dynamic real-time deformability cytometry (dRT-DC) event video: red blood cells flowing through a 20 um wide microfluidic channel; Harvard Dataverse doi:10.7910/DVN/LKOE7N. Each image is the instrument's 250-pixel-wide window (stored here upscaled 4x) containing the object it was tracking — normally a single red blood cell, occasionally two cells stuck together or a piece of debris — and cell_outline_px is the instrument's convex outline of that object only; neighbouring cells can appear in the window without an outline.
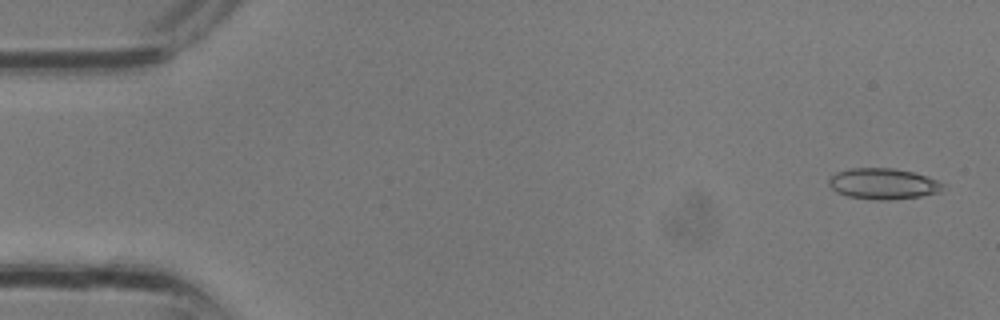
{"species": "common noctule bat (a hibernating species)", "species_latin": "Nyctalus noctula", "temperature_condition": "room temperature", "stored_images_in_passage": 4, "camera_frame_rate_fps": 3000, "um_per_image_px": 0.085, "animal": {"sex": "male", "body_mass_g": 13.3}, "frame": {"image": 1, "passage_image": 4, "time_ms": 1.0, "image_size_px": [1000, 320], "cell_outline_px": [[944, 184], [940, 192], [920, 196], [888, 200], [880, 200], [848, 196], [836, 192], [828, 184], [828, 180], [836, 172], [852, 168], [892, 168], [912, 172], [936, 180]], "centroid_in_image_um": [75.04, 15.62], "position_along_channel_um": 10.0, "area_um2": 20.29}}